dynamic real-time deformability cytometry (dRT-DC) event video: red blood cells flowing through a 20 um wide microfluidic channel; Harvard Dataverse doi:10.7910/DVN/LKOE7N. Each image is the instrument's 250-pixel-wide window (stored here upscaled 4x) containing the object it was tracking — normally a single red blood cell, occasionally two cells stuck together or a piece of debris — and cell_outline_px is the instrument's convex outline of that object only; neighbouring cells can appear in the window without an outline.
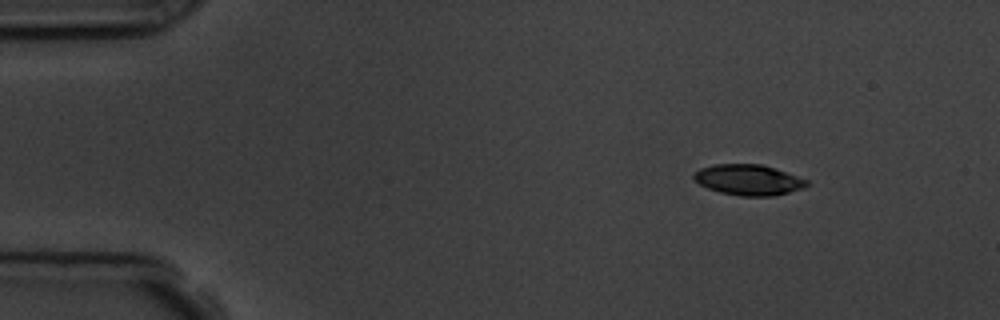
{"species": "common noctule bat (a hibernating species)", "species_latin": "Nyctalus noctula", "temperature_condition": "room temperature", "stored_images_in_passage": 6, "camera_frame_rate_fps": 3000, "um_per_image_px": 0.085, "animal": {"sex": "male", "body_mass_g": 19.5, "forearm_length_mm": 54.6}, "frame": {"image": 1, "passage_image": 2, "time_ms": 1.333, "image_size_px": [1000, 320], "cell_outline_px": [[808, 184], [804, 188], [776, 196], [740, 196], [720, 192], [708, 188], [700, 184], [692, 176], [700, 168], [712, 164], [760, 164], [808, 180]], "centroid_in_image_um": [63.61, 15.3], "position_along_channel_um": 21.4, "area_um2": 20.0}}